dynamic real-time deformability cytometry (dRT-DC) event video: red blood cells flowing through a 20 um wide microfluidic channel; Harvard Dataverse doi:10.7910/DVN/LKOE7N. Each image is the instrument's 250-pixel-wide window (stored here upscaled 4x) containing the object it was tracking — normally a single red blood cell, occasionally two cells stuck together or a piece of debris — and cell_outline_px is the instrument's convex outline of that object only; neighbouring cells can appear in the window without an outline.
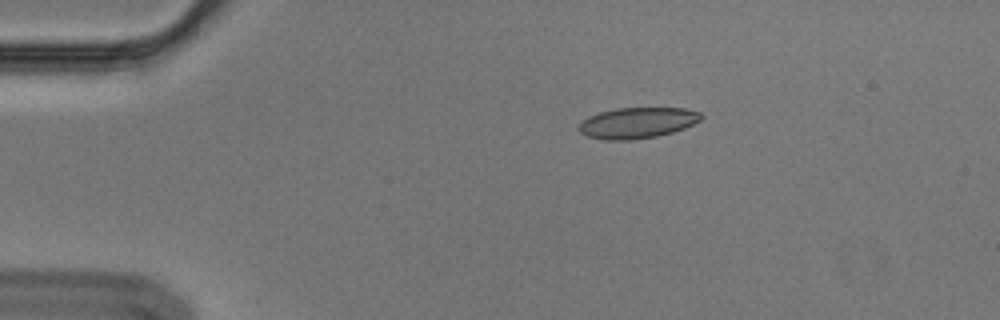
{"species": "Egyptian fruit bat (a non-hibernating species)", "species_latin": "Rousettus aegyptiacus", "temperature_condition": "cold", "stored_images_in_passage": 15, "camera_frame_rate_fps": 3000, "um_per_image_px": 0.085, "animal": {"sex": "male"}, "frame": {"image": 1, "passage_image": 3, "time_ms": 0.667, "image_size_px": [1000, 320], "cell_outline_px": [[704, 116], [700, 120], [684, 128], [672, 132], [656, 136], [632, 140], [604, 140], [588, 136], [580, 132], [580, 124], [588, 116], [600, 112], [616, 108], [684, 108], [700, 112]], "centroid_in_image_um": [54.19, 10.44], "position_along_channel_um": 30.8, "area_um2": 21.85}}
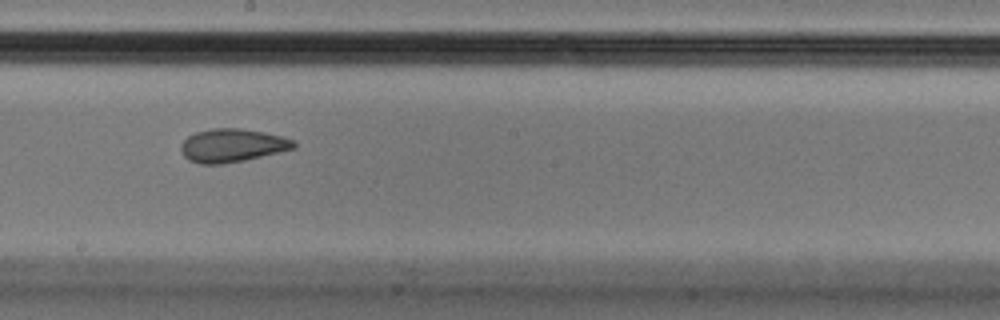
{"frame": {"image": 2, "passage_image": 9, "time_ms": 2.667, "image_size_px": [1000, 320], "cell_outline_px": [[296, 148], [280, 152], [244, 160], [220, 164], [200, 164], [188, 160], [184, 156], [180, 148], [180, 144], [188, 136], [196, 132], [212, 128], [240, 128], [264, 132], [296, 140]], "centroid_in_image_um": [19.74, 12.36], "position_along_channel_um": 228.5, "area_um2": 21.96}}
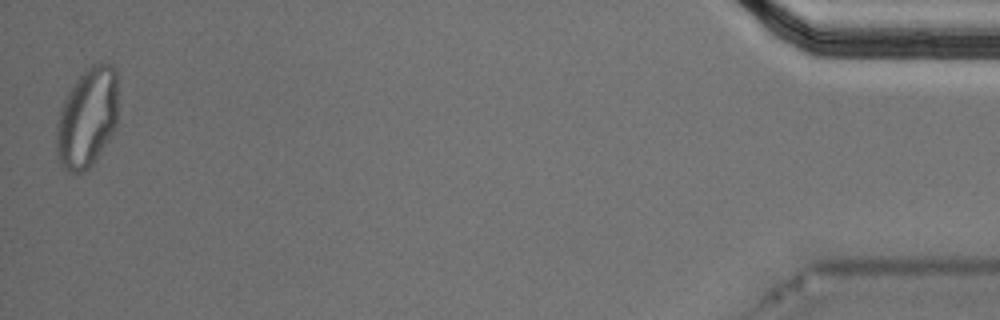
{"frame": {"image": 3, "passage_image": 15, "time_ms": 4.667, "image_size_px": [1000, 320], "cell_outline_px": [[116, 128], [112, 136], [92, 164], [84, 172], [68, 172], [60, 164], [56, 152], [56, 124], [64, 100], [68, 92], [84, 68], [100, 60], [112, 64], [116, 68]], "centroid_in_image_um": [7.41, 9.98], "position_along_channel_um": 427.8, "area_um2": 36.18}}